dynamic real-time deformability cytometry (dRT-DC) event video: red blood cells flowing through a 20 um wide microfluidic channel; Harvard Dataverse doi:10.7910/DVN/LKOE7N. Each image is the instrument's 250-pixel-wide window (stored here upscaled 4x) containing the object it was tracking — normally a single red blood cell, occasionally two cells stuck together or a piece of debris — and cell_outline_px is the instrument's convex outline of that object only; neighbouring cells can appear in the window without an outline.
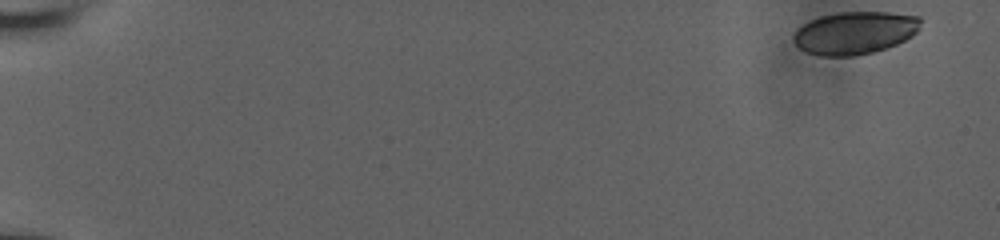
{"species": "human", "species_latin": "Homo sapiens", "temperature_condition": "room temperature", "stored_images_in_passage": 55, "camera_frame_rate_fps": 3000, "um_per_image_px": 0.085, "donor": {"sex": "male"}, "frame": {"image": 1, "passage_image": 1, "time_ms": 0.0, "image_size_px": [1000, 240], "cell_outline_px": [[920, 28], [912, 36], [896, 44], [872, 52], [856, 56], [820, 56], [808, 52], [800, 48], [792, 40], [792, 36], [808, 20], [820, 16], [840, 12], [888, 12], [920, 16]], "centroid_in_image_um": [72.66, 2.78], "position_along_channel_um": 12.3, "area_um2": 31.5}}
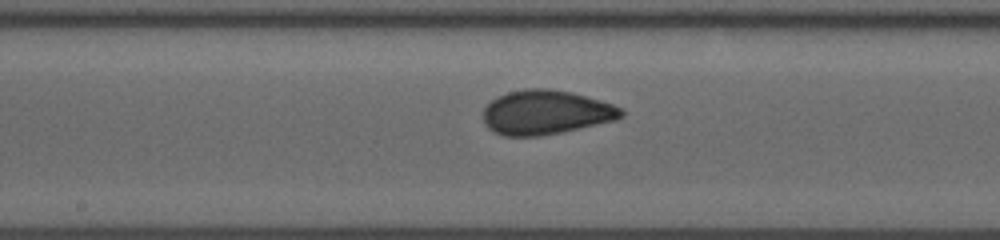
{"frame": {"image": 2, "passage_image": 31, "time_ms": 10.0, "image_size_px": [1000, 240], "cell_outline_px": [[624, 116], [616, 120], [560, 132], [540, 136], [504, 136], [492, 132], [484, 124], [484, 108], [492, 100], [508, 92], [524, 88], [548, 88], [572, 92], [600, 100], [624, 108]], "centroid_in_image_um": [46.4, 9.55], "position_along_channel_um": 201.8, "area_um2": 35.72}}
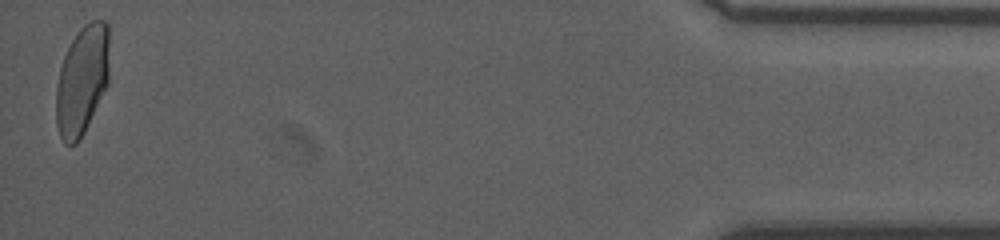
{"frame": {"image": 3, "passage_image": 55, "time_ms": 18.0, "image_size_px": [1000, 240], "cell_outline_px": [[108, 84], [84, 132], [76, 144], [64, 144], [60, 136], [56, 124], [56, 88], [60, 68], [64, 56], [72, 40], [80, 28], [84, 24], [92, 20], [104, 20], [108, 24]], "centroid_in_image_um": [6.97, 6.82], "position_along_channel_um": 428.2, "area_um2": 33.81}, "authors_computed_cell_mechanics": {"area_um2": 33.9286, "velocity_mm_per_s": 3.8267, "shape_relaxation_time_tau1_ms": 3.9346, "shape_relaxation_time_tau2_ms": null, "deformation_change_tau1": 0.1026, "deformation_change_tau2": null}}